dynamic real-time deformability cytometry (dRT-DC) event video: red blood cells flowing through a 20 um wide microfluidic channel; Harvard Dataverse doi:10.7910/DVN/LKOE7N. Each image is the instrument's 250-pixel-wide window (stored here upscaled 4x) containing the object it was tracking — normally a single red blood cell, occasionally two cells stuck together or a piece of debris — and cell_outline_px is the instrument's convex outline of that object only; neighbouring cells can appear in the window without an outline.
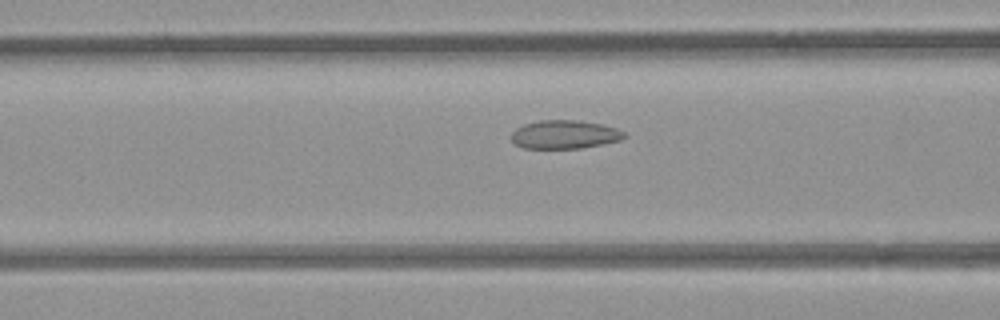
{"species": "common noctule bat (a hibernating species)", "species_latin": "Nyctalus noctula", "temperature_condition": "room temperature", "stored_images_in_passage": 27, "camera_frame_rate_fps": 3000, "um_per_image_px": 0.085, "animal": {"sex": "female", "body_mass_g": 21.9}, "frame": {"image": 1, "passage_image": 5, "time_ms": 1.333, "image_size_px": [1000, 320], "cell_outline_px": [[628, 136], [620, 140], [604, 144], [580, 148], [524, 148], [516, 144], [508, 136], [516, 128], [524, 124], [540, 120], [576, 120], [604, 124], [616, 128], [624, 132]], "centroid_in_image_um": [48.0, 11.43], "position_along_channel_um": 118.6, "area_um2": 18.9}}
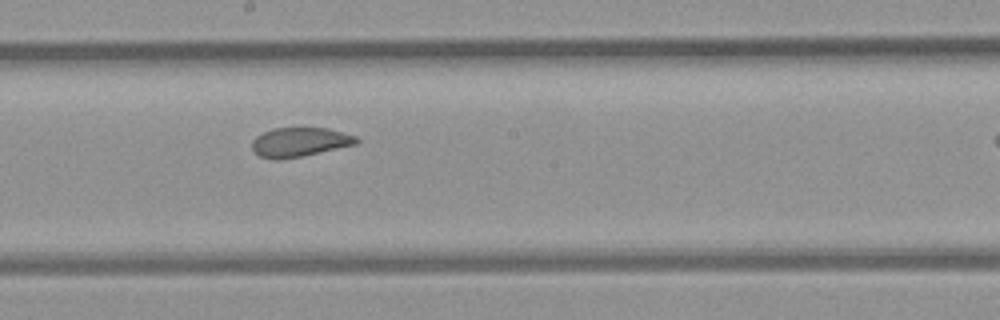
{"frame": {"image": 2, "passage_image": 13, "time_ms": 4.0, "image_size_px": [1000, 320], "cell_outline_px": [[360, 140], [356, 144], [304, 156], [280, 160], [276, 160], [260, 156], [252, 148], [252, 140], [256, 136], [272, 128], [328, 128], [356, 136]], "centroid_in_image_um": [25.47, 12.08], "position_along_channel_um": 222.7, "area_um2": 17.8}}
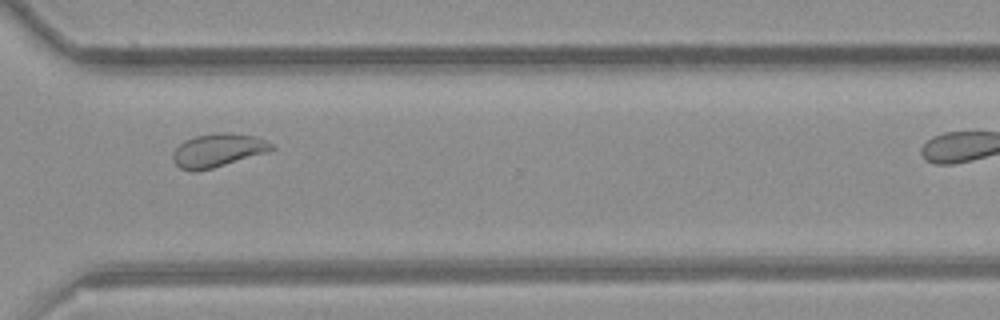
{"frame": {"image": 3, "passage_image": 23, "time_ms": 7.333, "image_size_px": [1000, 320], "cell_outline_px": [[276, 148], [268, 152], [212, 168], [192, 172], [180, 168], [172, 160], [172, 152], [184, 140], [196, 136], [216, 132], [228, 132], [256, 136], [272, 144]], "centroid_in_image_um": [18.51, 12.77], "position_along_channel_um": 352.1, "area_um2": 19.25}}